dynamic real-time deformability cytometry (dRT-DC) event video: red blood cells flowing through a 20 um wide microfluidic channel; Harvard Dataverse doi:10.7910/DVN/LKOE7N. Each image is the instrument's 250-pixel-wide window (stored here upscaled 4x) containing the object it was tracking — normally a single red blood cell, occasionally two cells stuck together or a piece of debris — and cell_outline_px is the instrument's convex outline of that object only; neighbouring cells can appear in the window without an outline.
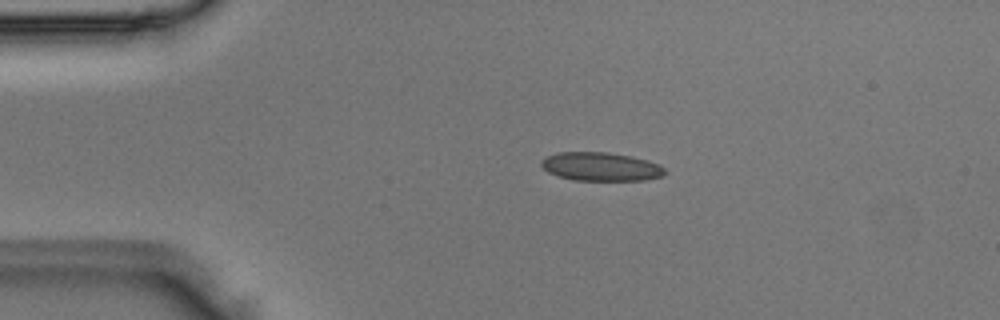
{"species": "Egyptian fruit bat (a non-hibernating species)", "species_latin": "Rousettus aegyptiacus", "temperature_condition": "room temperature", "stored_images_in_passage": 2, "camera_frame_rate_fps": 3000, "um_per_image_px": 0.085, "animal": {"sex": "male"}, "frame": {"image": 1, "passage_image": 1, "time_ms": 0.0, "image_size_px": [1000, 320], "cell_outline_px": [[668, 172], [664, 176], [644, 180], [572, 180], [548, 172], [540, 164], [540, 160], [544, 156], [560, 152], [608, 152], [632, 156], [648, 160], [660, 164]], "centroid_in_image_um": [51.1, 14.16], "position_along_channel_um": 33.9, "area_um2": 20.81}}